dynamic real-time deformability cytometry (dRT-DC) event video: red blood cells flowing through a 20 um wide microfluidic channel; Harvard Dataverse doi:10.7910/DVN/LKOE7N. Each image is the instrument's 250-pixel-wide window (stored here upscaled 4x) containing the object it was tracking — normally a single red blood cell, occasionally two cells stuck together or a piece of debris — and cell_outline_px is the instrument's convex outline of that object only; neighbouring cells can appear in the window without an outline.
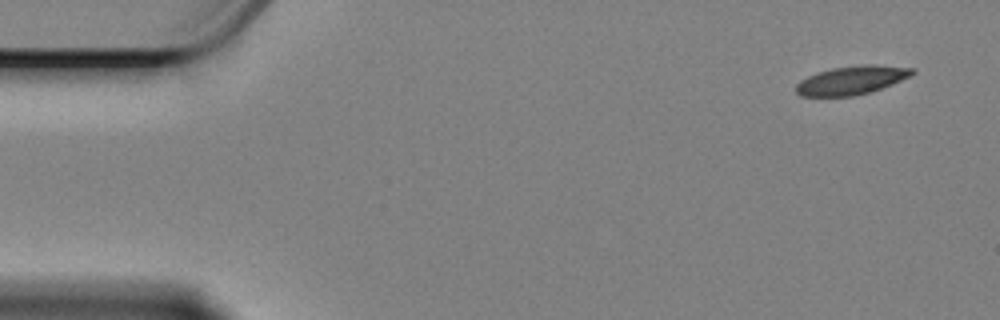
{"species": "Egyptian fruit bat (a non-hibernating species)", "species_latin": "Rousettus aegyptiacus", "temperature_condition": "cold", "stored_images_in_passage": 56, "camera_frame_rate_fps": 3000, "um_per_image_px": 0.085, "animal": {"sex": "female"}, "frame": {"image": 1, "passage_image": 1, "time_ms": 0.0, "image_size_px": [1000, 320], "cell_outline_px": [[916, 72], [912, 76], [892, 84], [868, 92], [852, 96], [800, 96], [796, 92], [796, 84], [800, 80], [816, 72], [832, 68], [864, 64], [876, 64], [916, 68]], "centroid_in_image_um": [72.41, 6.8], "position_along_channel_um": 12.6, "area_um2": 19.48}}
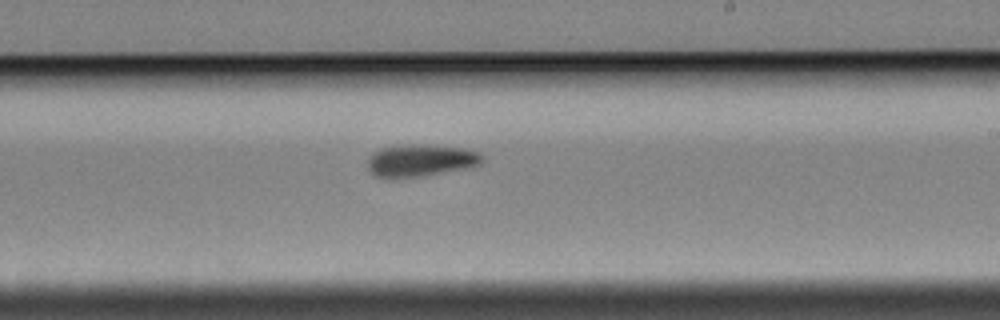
{"frame": {"image": 2, "passage_image": 32, "time_ms": 10.333, "image_size_px": [1000, 320], "cell_outline_px": [[484, 160], [480, 164], [472, 168], [420, 176], [376, 176], [368, 168], [368, 160], [380, 148], [408, 144], [420, 144], [464, 148], [480, 152], [484, 156]], "centroid_in_image_um": [35.87, 13.61], "position_along_channel_um": 253.1, "area_um2": 21.21}}
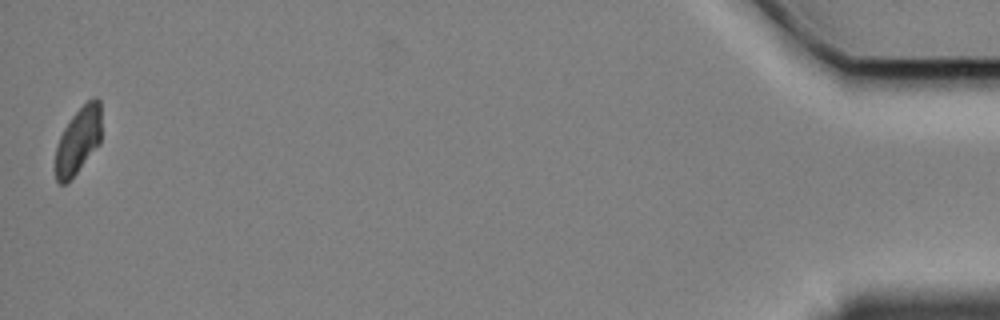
{"frame": {"image": 3, "passage_image": 56, "time_ms": 18.333, "image_size_px": [1000, 320], "cell_outline_px": [[100, 144], [76, 172], [64, 184], [60, 184], [56, 180], [56, 148], [60, 136], [64, 128], [72, 116], [92, 96], [96, 96], [100, 100]], "centroid_in_image_um": [6.66, 11.9], "position_along_channel_um": 428.5, "area_um2": 17.51}, "authors_computed_cell_mechanics": {"area_um2": 20.4034, "velocity_mm_per_s": 3.3549, "shape_relaxation_time_tau1_ms": 5.1443, "shape_relaxation_time_tau2_ms": 7.4059, "deformation_change_tau1": 0.1406, "deformation_change_tau2": 0.1239}}